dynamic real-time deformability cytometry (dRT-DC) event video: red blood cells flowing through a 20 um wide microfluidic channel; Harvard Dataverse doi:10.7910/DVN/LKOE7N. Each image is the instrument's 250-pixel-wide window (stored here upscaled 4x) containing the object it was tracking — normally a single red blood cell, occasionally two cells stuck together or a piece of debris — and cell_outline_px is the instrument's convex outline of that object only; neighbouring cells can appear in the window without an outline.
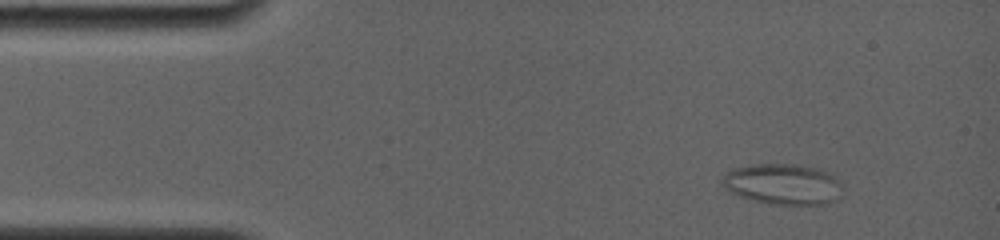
{"species": "common noctule bat (a hibernating species)", "species_latin": "Nyctalus noctula", "temperature_condition": "room temperature", "stored_images_in_passage": 5, "camera_frame_rate_fps": 4000, "um_per_image_px": 0.085, "animal": {"sex": "female", "body_mass_g": 19.0, "forearm_length_mm": 56.7}, "frame": {"image": 1, "passage_image": 2, "time_ms": 1.0, "image_size_px": [1000, 240], "cell_outline_px": [[844, 188], [840, 200], [828, 204], [772, 204], [740, 196], [724, 188], [720, 184], [720, 180], [728, 172], [736, 168], [752, 164], [800, 164], [816, 168], [828, 172], [836, 176]], "centroid_in_image_um": [66.63, 15.65], "position_along_channel_um": 18.4, "area_um2": 28.9}}
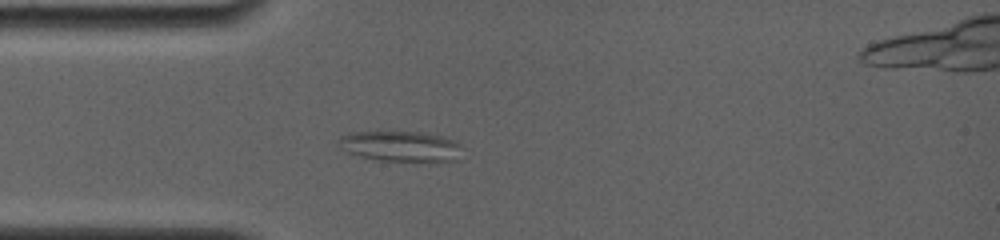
{"frame": {"image": 2, "passage_image": 5, "time_ms": 3.75, "image_size_px": [1000, 240], "cell_outline_px": [[464, 160], [436, 164], [380, 160], [360, 156], [348, 152], [340, 148], [336, 144], [336, 140], [340, 136], [348, 132], [424, 132], [440, 136], [452, 140], [460, 144]], "centroid_in_image_um": [34.15, 12.49], "position_along_channel_um": 50.9, "area_um2": 23.12}}